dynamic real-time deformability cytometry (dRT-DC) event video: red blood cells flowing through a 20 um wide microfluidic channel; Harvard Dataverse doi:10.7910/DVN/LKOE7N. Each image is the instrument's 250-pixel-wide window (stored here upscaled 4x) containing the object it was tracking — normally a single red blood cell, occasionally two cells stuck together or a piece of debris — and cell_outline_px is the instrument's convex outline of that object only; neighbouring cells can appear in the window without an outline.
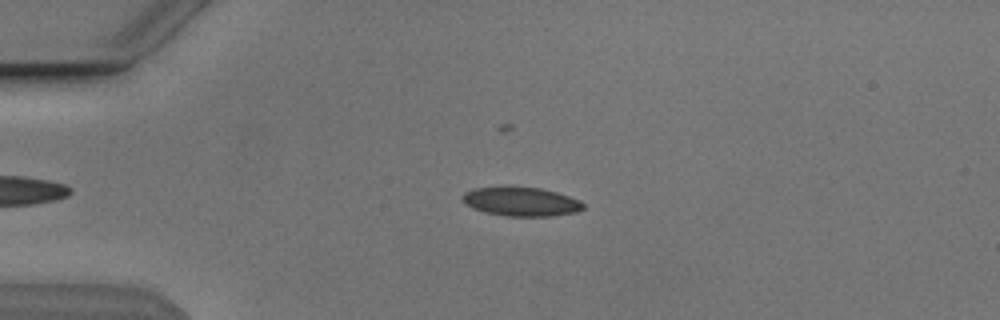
{"species": "Egyptian fruit bat (a non-hibernating species)", "species_latin": "Rousettus aegyptiacus", "temperature_condition": "cold", "stored_images_in_passage": 45, "camera_frame_rate_fps": 3000, "um_per_image_px": 0.085, "animal": {"sex": "male"}, "frame": {"image": 1, "passage_image": 13, "time_ms": 4.0, "image_size_px": [1000, 320], "cell_outline_px": [[584, 208], [576, 212], [552, 216], [508, 216], [484, 212], [472, 208], [464, 204], [460, 200], [460, 196], [464, 192], [476, 188], [540, 188], [556, 192], [580, 200], [584, 204]], "centroid_in_image_um": [44.27, 17.16], "position_along_channel_um": 40.7, "area_um2": 20.17}}
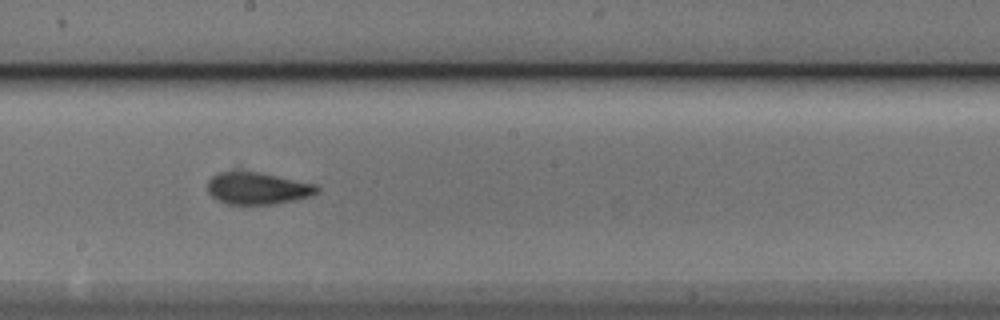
{"frame": {"image": 2, "passage_image": 30, "time_ms": 9.667, "image_size_px": [1000, 320], "cell_outline_px": [[320, 192], [312, 196], [276, 204], [228, 204], [216, 200], [208, 192], [208, 180], [212, 176], [220, 172], [236, 168], [240, 168], [316, 184], [320, 188]], "centroid_in_image_um": [21.88, 15.97], "position_along_channel_um": 226.3, "area_um2": 21.1}}
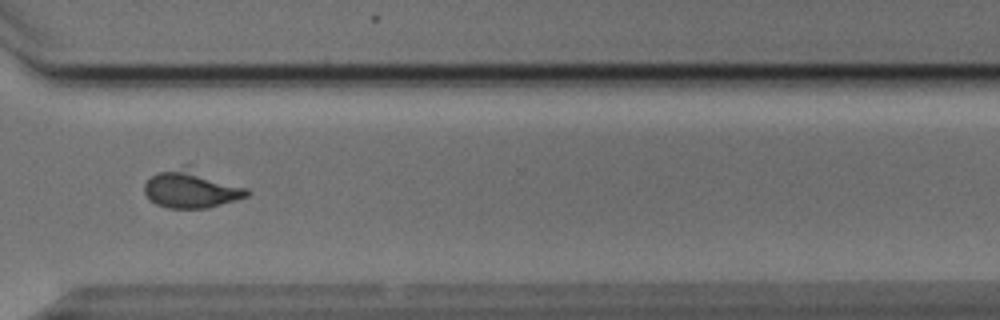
{"frame": {"image": 3, "passage_image": 40, "time_ms": 13.0, "image_size_px": [1000, 320], "cell_outline_px": [[252, 192], [248, 196], [236, 200], [208, 208], [168, 208], [156, 204], [144, 192], [144, 184], [152, 176], [160, 172], [184, 164], [188, 164], [248, 188]], "centroid_in_image_um": [16.33, 16.04], "position_along_channel_um": 354.3, "area_um2": 23.06}}